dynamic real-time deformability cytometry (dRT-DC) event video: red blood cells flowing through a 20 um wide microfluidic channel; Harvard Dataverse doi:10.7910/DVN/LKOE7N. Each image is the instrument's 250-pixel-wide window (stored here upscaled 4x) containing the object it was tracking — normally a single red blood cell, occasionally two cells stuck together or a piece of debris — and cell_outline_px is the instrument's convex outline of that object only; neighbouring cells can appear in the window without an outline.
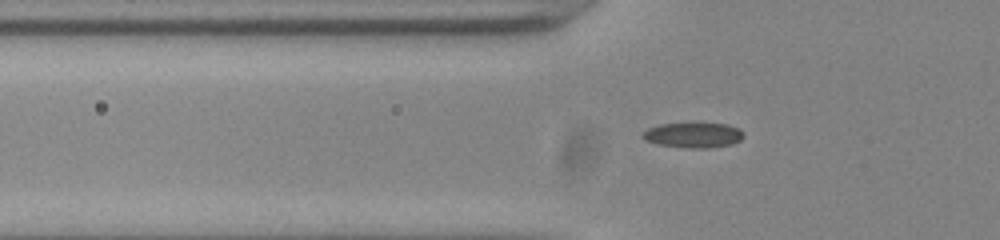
{"species": "common noctule bat (a hibernating species)", "species_latin": "Nyctalus noctula", "temperature_condition": "room temperature", "stored_images_in_passage": 38, "camera_frame_rate_fps": 3000, "um_per_image_px": 0.085, "animal": {"sex": "male", "body_mass_g": 20.0, "forearm_length_mm": 53.3}, "frame": {"image": 1, "passage_image": 3, "time_ms": 0.667, "image_size_px": [1000, 240], "cell_outline_px": [[744, 136], [740, 140], [732, 144], [708, 148], [688, 148], [656, 144], [644, 140], [640, 136], [648, 128], [660, 124], [728, 124], [744, 132]], "centroid_in_image_um": [58.91, 11.5], "position_along_channel_um": 66.9, "area_um2": 14.68}}
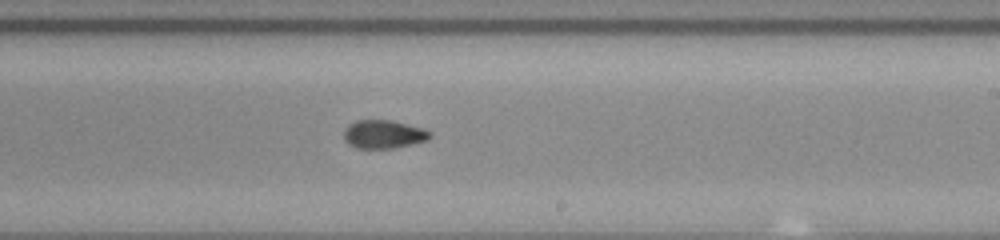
{"frame": {"image": 2, "passage_image": 18, "time_ms": 5.667, "image_size_px": [1000, 240], "cell_outline_px": [[432, 136], [428, 140], [392, 148], [356, 148], [348, 144], [344, 140], [344, 128], [348, 124], [356, 120], [392, 120], [424, 128], [432, 132]], "centroid_in_image_um": [32.6, 11.4], "position_along_channel_um": 256.4, "area_um2": 14.39}}
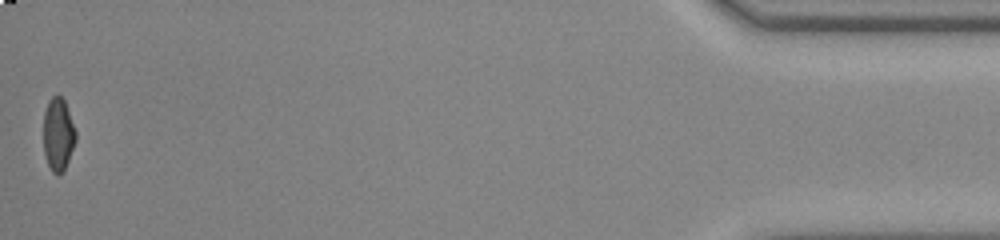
{"frame": {"image": 3, "passage_image": 38, "time_ms": 12.333, "image_size_px": [1000, 240], "cell_outline_px": [[76, 140], [64, 172], [56, 176], [52, 172], [48, 164], [44, 152], [44, 112], [48, 100], [52, 96], [60, 96], [64, 100], [76, 132]], "centroid_in_image_um": [4.94, 11.46], "position_along_channel_um": 430.3, "area_um2": 13.7}, "authors_computed_cell_mechanics": {"area_um2": 14.3922, "velocity_mm_per_s": 3.8469, "shape_relaxation_time_tau1_ms": 6.0296, "shape_relaxation_time_tau2_ms": 1.7995, "deformation_change_tau1": 0.1506, "deformation_change_tau2": 0.0709}}